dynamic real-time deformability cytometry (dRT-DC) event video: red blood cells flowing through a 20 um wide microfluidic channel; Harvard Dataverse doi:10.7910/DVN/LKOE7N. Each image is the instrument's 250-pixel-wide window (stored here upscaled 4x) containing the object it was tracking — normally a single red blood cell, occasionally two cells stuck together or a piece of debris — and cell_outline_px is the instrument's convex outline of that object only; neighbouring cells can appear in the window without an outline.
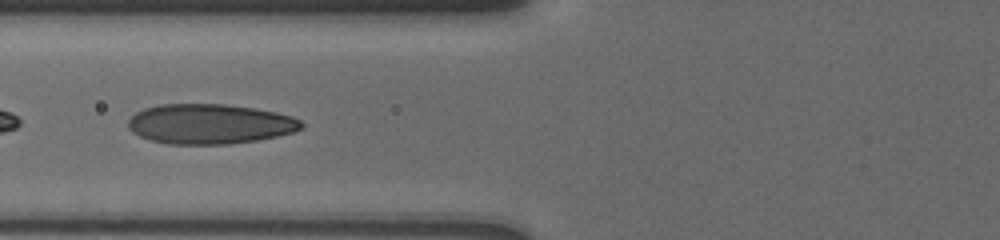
{"species": "human", "species_latin": "Homo sapiens", "temperature_condition": "cold", "stored_images_in_passage": 59, "camera_frame_rate_fps": 3000, "um_per_image_px": 0.085, "donor": {"sex": "male"}, "frame": {"image": 1, "passage_image": 17, "time_ms": 4.667, "image_size_px": [1000, 240], "cell_outline_px": [[304, 128], [292, 132], [276, 136], [256, 140], [228, 144], [168, 144], [148, 140], [132, 132], [128, 128], [128, 120], [136, 112], [144, 108], [160, 104], [224, 104], [256, 108], [276, 112], [292, 116], [300, 120], [304, 124]], "centroid_in_image_um": [17.82, 10.53], "position_along_channel_um": 108.0, "area_um2": 40.52}}
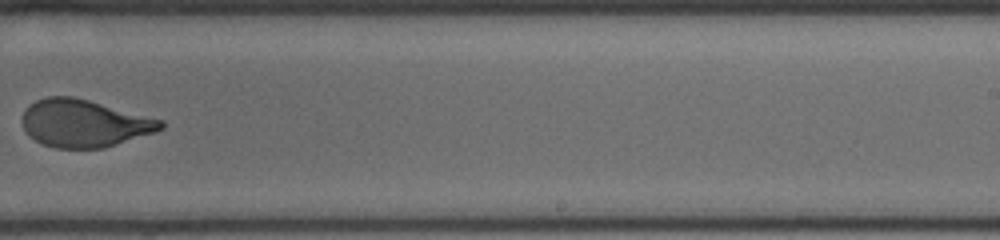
{"frame": {"image": 2, "passage_image": 34, "time_ms": 9.333, "image_size_px": [1000, 240], "cell_outline_px": [[164, 128], [156, 132], [104, 148], [56, 148], [44, 144], [28, 136], [24, 128], [24, 108], [36, 100], [48, 96], [72, 96], [88, 100], [164, 120]], "centroid_in_image_um": [7.17, 10.48], "position_along_channel_um": 281.8, "area_um2": 38.21}}
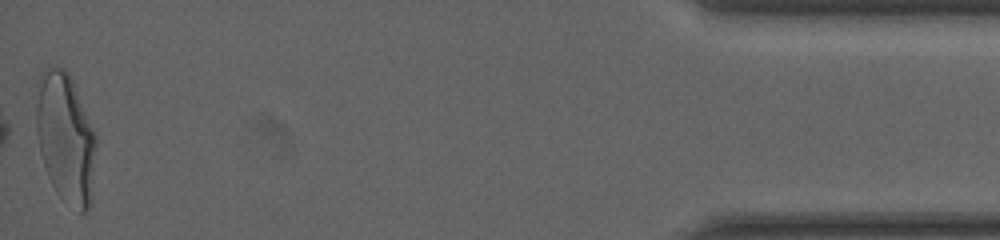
{"frame": {"image": 3, "passage_image": 58, "time_ms": 15.333, "image_size_px": [1000, 240], "cell_outline_px": [[96, 144], [92, 204], [84, 212], [80, 212], [60, 196], [56, 192], [48, 176], [40, 152], [36, 132], [36, 104], [40, 76], [48, 68], [64, 68], [68, 72], [72, 80], [96, 136]], "centroid_in_image_um": [5.59, 11.77], "position_along_channel_um": 429.6, "area_um2": 44.91}, "authors_computed_cell_mechanics": {"area_um2": 40.2866, "velocity_mm_per_s": 3.7345, "shape_relaxation_time_tau1_ms": 5.5128, "shape_relaxation_time_tau2_ms": null, "deformation_change_tau1": 0.1946, "deformation_change_tau2": null}}